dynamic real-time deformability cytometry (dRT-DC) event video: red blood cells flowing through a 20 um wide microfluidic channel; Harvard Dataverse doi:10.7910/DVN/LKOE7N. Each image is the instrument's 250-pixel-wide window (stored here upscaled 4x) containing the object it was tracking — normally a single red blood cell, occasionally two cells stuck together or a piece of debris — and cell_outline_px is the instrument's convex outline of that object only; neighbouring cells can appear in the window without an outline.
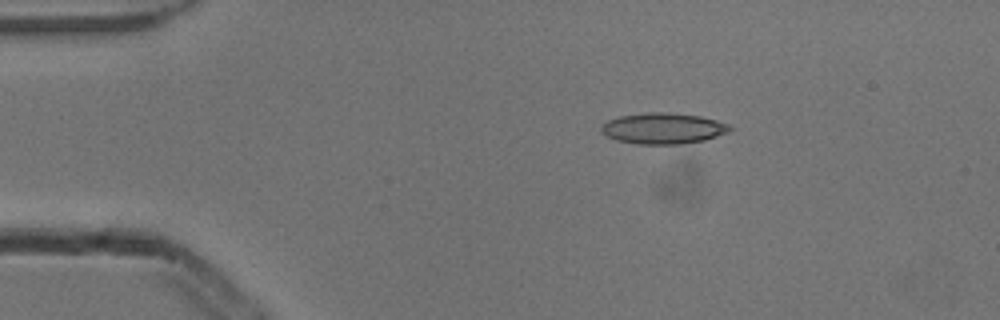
{"species": "common noctule bat (a hibernating species)", "species_latin": "Nyctalus noctula", "temperature_condition": "cold", "stored_images_in_passage": 3, "camera_frame_rate_fps": 3000, "um_per_image_px": 0.085, "animal": {"sex": "male", "body_mass_g": 13.3}, "frame": {"image": 1, "passage_image": 1, "time_ms": 0.0, "image_size_px": [1000, 320], "cell_outline_px": [[732, 128], [728, 132], [704, 140], [680, 144], [640, 144], [616, 140], [600, 132], [600, 128], [608, 120], [620, 116], [648, 112], [668, 112], [700, 116], [716, 120], [728, 124]], "centroid_in_image_um": [56.36, 10.91], "position_along_channel_um": 28.6, "area_um2": 23.06}}